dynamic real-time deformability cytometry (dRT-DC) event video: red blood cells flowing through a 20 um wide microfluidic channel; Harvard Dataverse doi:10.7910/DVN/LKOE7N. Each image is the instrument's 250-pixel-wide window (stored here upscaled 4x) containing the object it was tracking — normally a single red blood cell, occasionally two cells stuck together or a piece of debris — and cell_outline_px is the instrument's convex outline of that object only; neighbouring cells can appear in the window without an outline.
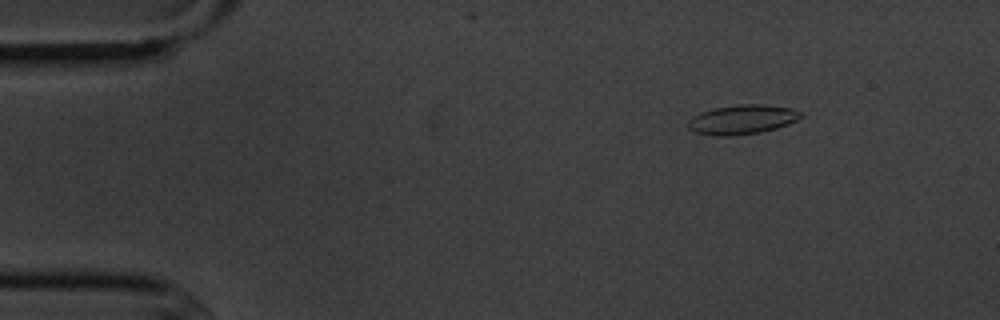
{"species": "common noctule bat (a hibernating species)", "species_latin": "Nyctalus noctula", "temperature_condition": "cold", "stored_images_in_passage": 8, "camera_frame_rate_fps": 3000, "um_per_image_px": 0.085, "animal": {"sex": "male", "body_mass_g": 20.1, "forearm_length_mm": 53.5}, "frame": {"image": 1, "passage_image": 1, "time_ms": 0.0, "image_size_px": [1000, 320], "cell_outline_px": [[804, 116], [788, 124], [776, 128], [760, 132], [732, 136], [716, 136], [696, 132], [688, 128], [688, 120], [692, 116], [700, 112], [716, 108], [740, 104], [764, 104], [792, 108], [804, 112]], "centroid_in_image_um": [63.11, 10.15], "position_along_channel_um": 21.9, "area_um2": 19.42}}
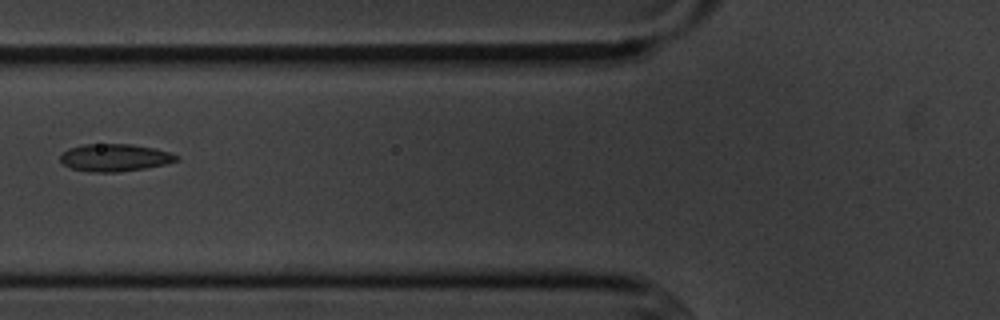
{"frame": {"image": 2, "passage_image": 5, "time_ms": 4.667, "image_size_px": [1000, 320], "cell_outline_px": [[180, 160], [164, 164], [144, 168], [120, 172], [92, 172], [72, 168], [64, 164], [60, 160], [60, 156], [68, 148], [84, 144], [132, 144], [156, 148], [180, 156]], "centroid_in_image_um": [9.78, 13.39], "position_along_channel_um": 116.0, "area_um2": 18.55}}
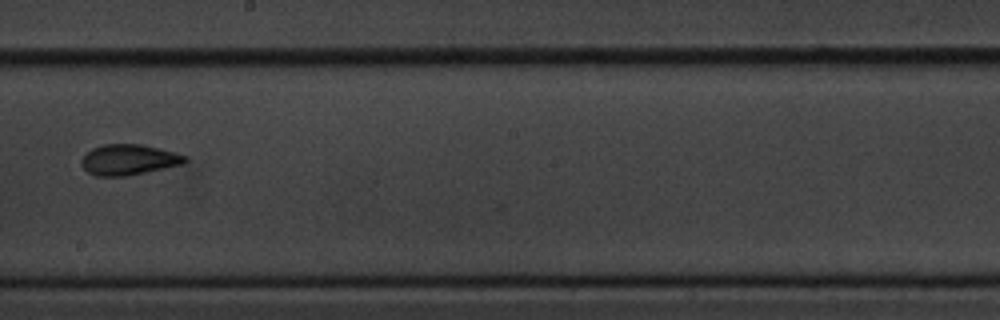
{"frame": {"image": 3, "passage_image": 8, "time_ms": 8.0, "image_size_px": [1000, 320], "cell_outline_px": [[188, 160], [184, 164], [128, 176], [96, 176], [88, 172], [80, 164], [80, 160], [92, 148], [104, 144], [144, 144], [176, 152], [188, 156]], "centroid_in_image_um": [10.98, 13.57], "position_along_channel_um": 237.2, "area_um2": 18.73}}